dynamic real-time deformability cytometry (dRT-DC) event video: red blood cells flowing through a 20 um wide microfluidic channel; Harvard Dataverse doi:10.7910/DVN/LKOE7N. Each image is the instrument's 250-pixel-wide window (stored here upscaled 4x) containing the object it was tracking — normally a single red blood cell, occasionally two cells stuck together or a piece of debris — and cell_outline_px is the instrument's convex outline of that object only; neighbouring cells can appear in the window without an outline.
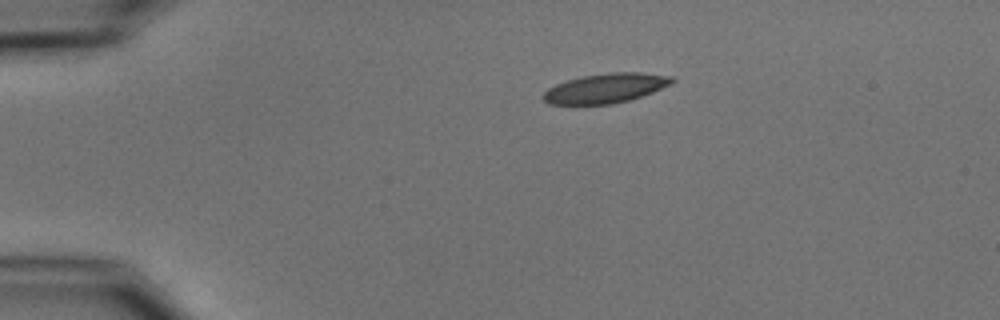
{"species": "common noctule bat (a hibernating species)", "species_latin": "Nyctalus noctula", "temperature_condition": "cold", "stored_images_in_passage": 44, "camera_frame_rate_fps": 3000, "um_per_image_px": 0.085, "animal": {"sex": "male", "body_mass_g": 15.6}, "frame": {"image": 1, "passage_image": 1, "time_ms": 0.0, "image_size_px": [1000, 320], "cell_outline_px": [[676, 80], [672, 84], [652, 92], [628, 100], [612, 104], [548, 104], [540, 96], [548, 88], [556, 84], [568, 80], [584, 76], [608, 72], [640, 72], [672, 76]], "centroid_in_image_um": [51.48, 7.49], "position_along_channel_um": 33.5, "area_um2": 22.14}}
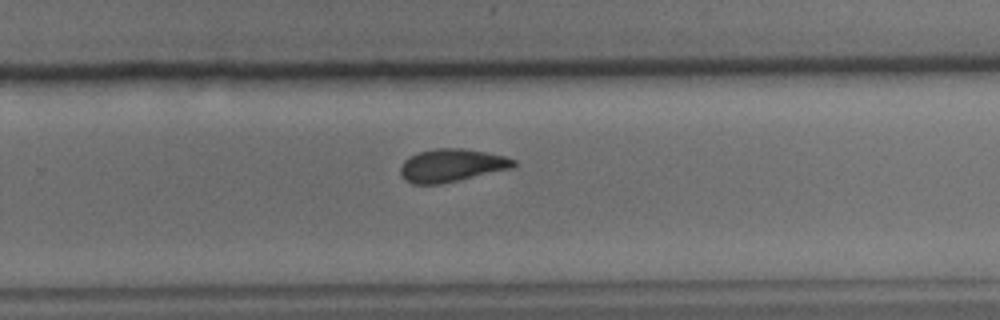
{"frame": {"image": 2, "passage_image": 26, "time_ms": 8.333, "image_size_px": [1000, 320], "cell_outline_px": [[516, 164], [512, 168], [440, 184], [412, 184], [404, 180], [400, 176], [400, 164], [408, 156], [420, 152], [436, 148], [464, 148], [504, 156], [516, 160]], "centroid_in_image_um": [38.33, 14.06], "position_along_channel_um": 291.5, "area_um2": 21.73}}
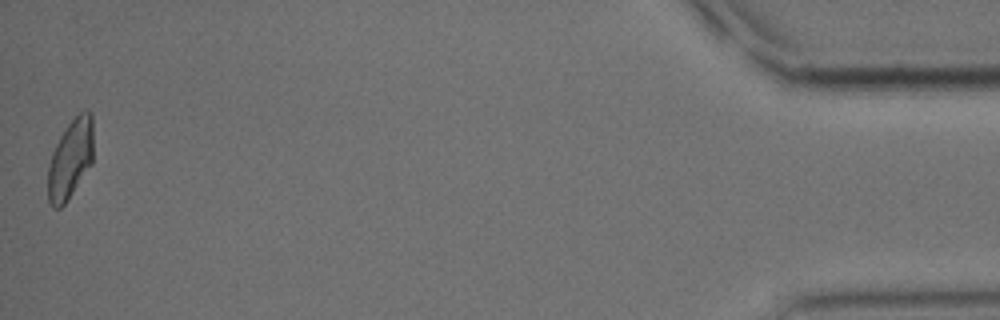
{"frame": {"image": 3, "passage_image": 44, "time_ms": 14.333, "image_size_px": [1000, 320], "cell_outline_px": [[92, 164], [68, 200], [60, 208], [52, 208], [48, 200], [48, 164], [52, 152], [60, 136], [68, 124], [80, 112], [88, 108], [92, 112]], "centroid_in_image_um": [5.98, 13.53], "position_along_channel_um": 429.2, "area_um2": 21.1}, "authors_computed_cell_mechanics": {"area_um2": 21.9929, "velocity_mm_per_s": 3.7078, "shape_relaxation_time_tau1_ms": 8.1821, "shape_relaxation_time_tau2_ms": 3.0811, "deformation_change_tau1": 0.181, "deformation_change_tau2": 0.0966}}